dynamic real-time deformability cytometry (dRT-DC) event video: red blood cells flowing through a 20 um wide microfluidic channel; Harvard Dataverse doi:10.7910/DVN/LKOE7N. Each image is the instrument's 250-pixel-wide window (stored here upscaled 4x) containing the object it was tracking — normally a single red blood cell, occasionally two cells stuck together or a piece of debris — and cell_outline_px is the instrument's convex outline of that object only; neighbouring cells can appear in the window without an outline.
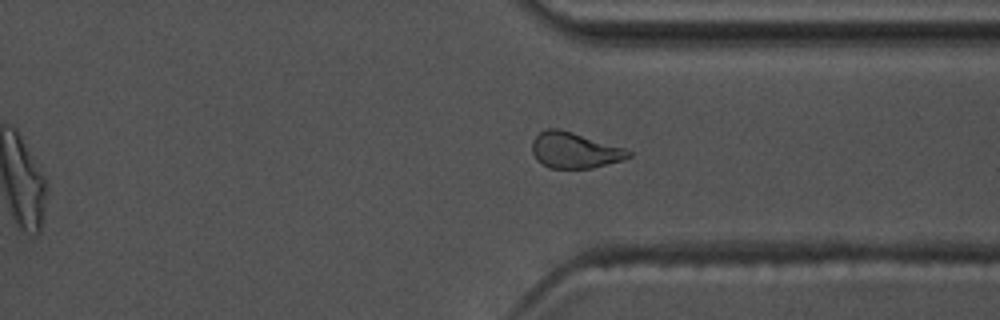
{"species": "common noctule bat (a hibernating species)", "species_latin": "Nyctalus noctula", "temperature_condition": "warm", "stored_images_in_passage": 42, "camera_frame_rate_fps": 3000, "um_per_image_px": 0.085, "animal": {"sex": "male", "body_mass_g": 17.5, "forearm_length_mm": 52.3}, "frame": {"image": 1, "passage_image": 36, "time_ms": 11.667, "image_size_px": [1000, 320], "cell_outline_px": [[632, 156], [624, 160], [592, 168], [548, 168], [536, 160], [532, 152], [532, 140], [540, 132], [548, 128], [556, 128], [572, 132], [624, 148], [632, 152]], "centroid_in_image_um": [48.83, 12.79], "position_along_channel_um": 362.6, "area_um2": 20.11}, "authors_computed_cell_mechanics": {"area_um2": 20.23, "velocity_mm_per_s": 3.6459, "shape_relaxation_time_tau1_ms": null, "shape_relaxation_time_tau2_ms": 4.0717, "deformation_change_tau1": null, "deformation_change_tau2": 0.1012}}